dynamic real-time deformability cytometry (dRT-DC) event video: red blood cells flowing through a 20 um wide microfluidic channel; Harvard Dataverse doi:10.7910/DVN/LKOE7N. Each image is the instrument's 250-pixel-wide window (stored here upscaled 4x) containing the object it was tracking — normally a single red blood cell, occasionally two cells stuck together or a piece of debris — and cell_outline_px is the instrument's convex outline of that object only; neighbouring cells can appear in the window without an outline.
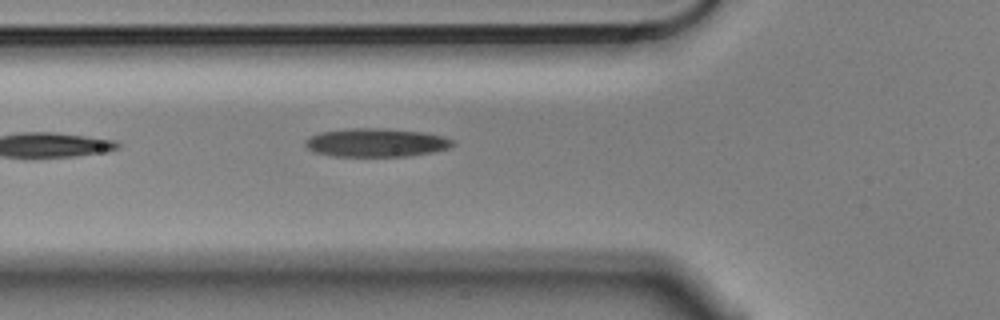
{"species": "Egyptian fruit bat (a non-hibernating species)", "species_latin": "Rousettus aegyptiacus", "temperature_condition": "cold", "stored_images_in_passage": 6, "camera_frame_rate_fps": 3000, "um_per_image_px": 0.085, "animal": {"sex": "male"}, "frame": {"image": 1, "passage_image": 6, "time_ms": 1.667, "image_size_px": [1000, 320], "cell_outline_px": [[456, 144], [448, 148], [432, 152], [408, 156], [332, 156], [312, 152], [304, 144], [304, 140], [308, 136], [320, 132], [352, 128], [380, 128], [424, 132], [444, 136], [452, 140]], "centroid_in_image_um": [31.94, 12.12], "position_along_channel_um": 93.9, "area_um2": 24.62}}